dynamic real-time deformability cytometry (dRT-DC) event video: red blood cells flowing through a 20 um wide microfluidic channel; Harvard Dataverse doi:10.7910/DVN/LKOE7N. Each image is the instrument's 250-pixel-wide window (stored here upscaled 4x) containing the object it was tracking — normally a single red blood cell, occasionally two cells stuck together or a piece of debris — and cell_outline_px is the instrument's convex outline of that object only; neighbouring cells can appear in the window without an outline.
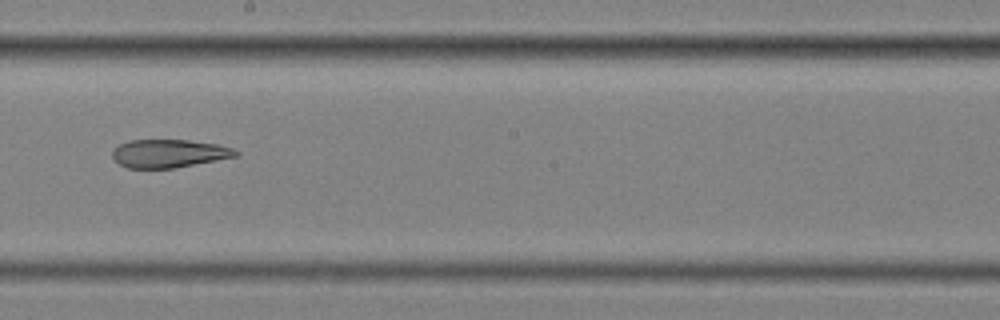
{"species": "common noctule bat (a hibernating species)", "species_latin": "Nyctalus noctula", "temperature_condition": "cold", "stored_images_in_passage": 15, "camera_frame_rate_fps": 3000, "um_per_image_px": 0.085, "animal": {"sex": "female", "body_mass_g": 25.1}, "frame": {"image": 1, "passage_image": 9, "time_ms": 2.667, "image_size_px": [1000, 320], "cell_outline_px": [[240, 156], [172, 168], [128, 168], [120, 164], [112, 156], [112, 152], [120, 144], [128, 140], [188, 140], [216, 144], [232, 148], [240, 152]], "centroid_in_image_um": [14.39, 13.04], "position_along_channel_um": 233.8, "area_um2": 20.11}}
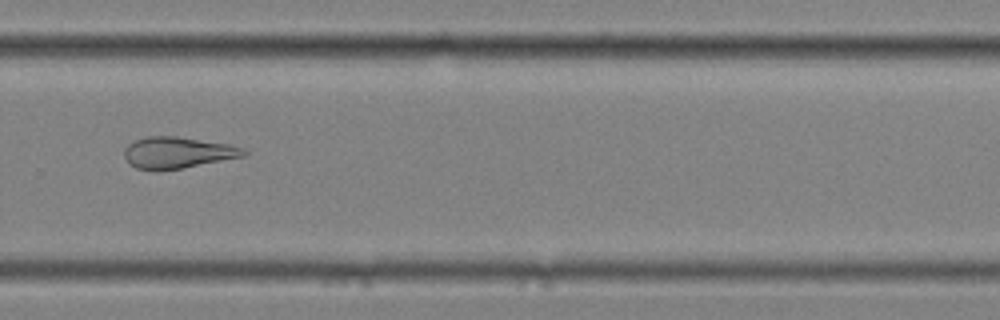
{"frame": {"image": 2, "passage_image": 11, "time_ms": 3.333, "image_size_px": [1000, 320], "cell_outline_px": [[248, 152], [244, 156], [180, 168], [156, 172], [136, 168], [128, 164], [124, 156], [124, 148], [128, 144], [136, 140], [148, 136], [176, 136], [228, 144], [244, 148]], "centroid_in_image_um": [15.04, 12.98], "position_along_channel_um": 314.8, "area_um2": 21.91}}
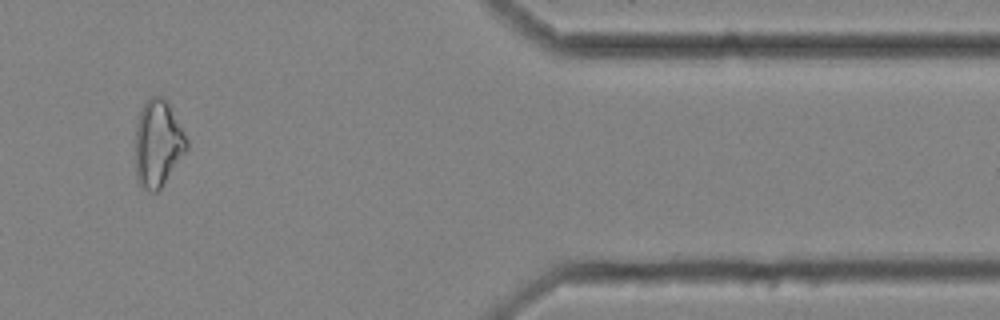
{"frame": {"image": 3, "passage_image": 13, "time_ms": 4.0, "image_size_px": [1000, 320], "cell_outline_px": [[188, 148], [160, 188], [156, 192], [152, 192], [144, 188], [136, 180], [136, 124], [140, 112], [148, 96], [164, 96], [188, 140]], "centroid_in_image_um": [13.41, 12.18], "position_along_channel_um": 398.0, "area_um2": 25.66}}